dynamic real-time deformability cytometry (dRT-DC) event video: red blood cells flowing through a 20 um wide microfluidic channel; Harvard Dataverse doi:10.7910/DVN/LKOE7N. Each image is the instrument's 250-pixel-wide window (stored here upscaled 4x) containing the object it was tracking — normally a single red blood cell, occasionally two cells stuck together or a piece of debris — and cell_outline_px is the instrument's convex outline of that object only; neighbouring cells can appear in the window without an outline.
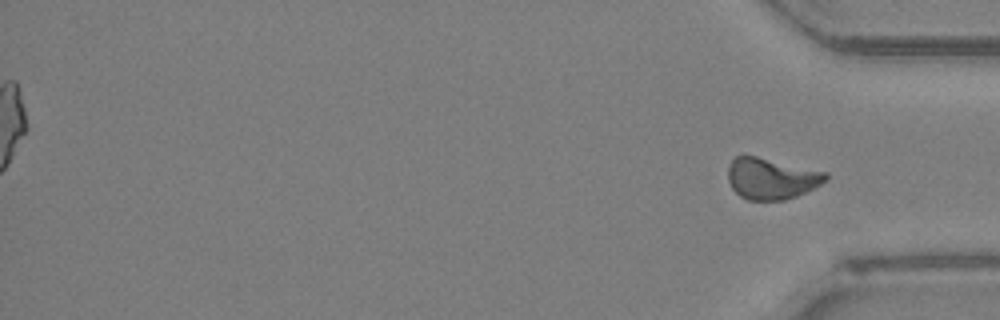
{"species": "Egyptian fruit bat (a non-hibernating species)", "species_latin": "Rousettus aegyptiacus", "temperature_condition": "room temperature", "stored_images_in_passage": 38, "segment_of_instrument_passage": [2, 2], "camera_frame_rate_fps": 3000, "um_per_image_px": 0.085, "animal": {"sex": "female"}, "frame": {"image": 1, "passage_image": 38, "time_ms": 12.333, "image_size_px": [1000, 320], "cell_outline_px": [[828, 180], [796, 196], [784, 200], [748, 200], [740, 196], [732, 188], [728, 180], [728, 164], [736, 156], [744, 152], [828, 172]], "centroid_in_image_um": [65.54, 15.12], "position_along_channel_um": 369.7, "area_um2": 24.04}}